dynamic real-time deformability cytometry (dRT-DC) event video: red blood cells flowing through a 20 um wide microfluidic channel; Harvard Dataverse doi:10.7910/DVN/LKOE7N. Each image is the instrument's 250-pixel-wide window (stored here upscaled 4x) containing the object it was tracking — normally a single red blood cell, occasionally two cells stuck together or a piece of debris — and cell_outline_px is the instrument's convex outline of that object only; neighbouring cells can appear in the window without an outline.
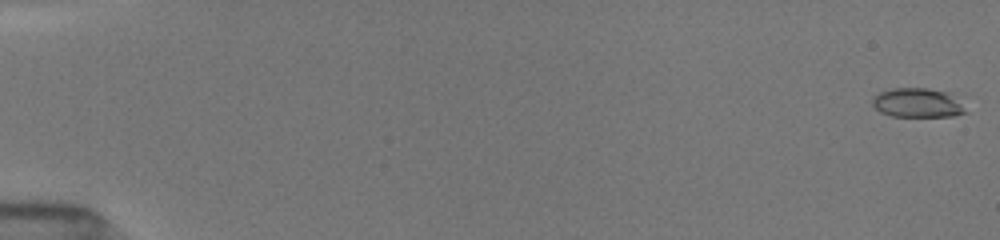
{"species": "common noctule bat (a hibernating species)", "species_latin": "Nyctalus noctula", "temperature_condition": "room temperature", "stored_images_in_passage": 52, "camera_frame_rate_fps": 3000, "um_per_image_px": 0.085, "animal": {"sex": "female", "body_mass_g": 19.5, "forearm_length_mm": 54.1}, "frame": {"image": 1, "passage_image": 1, "time_ms": 0.0, "image_size_px": [1000, 240], "cell_outline_px": [[968, 112], [956, 116], [892, 116], [880, 112], [872, 104], [872, 96], [880, 92], [892, 88], [928, 88], [948, 92]], "centroid_in_image_um": [77.95, 8.74], "position_along_channel_um": 7.1, "area_um2": 15.78}}
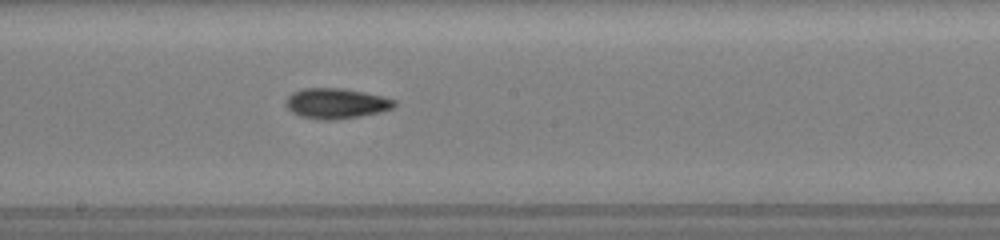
{"frame": {"image": 2, "passage_image": 30, "time_ms": 9.667, "image_size_px": [1000, 240], "cell_outline_px": [[396, 104], [392, 108], [380, 112], [360, 116], [336, 120], [324, 120], [300, 116], [292, 112], [284, 104], [284, 100], [292, 92], [304, 88], [344, 88], [384, 96], [396, 100]], "centroid_in_image_um": [28.56, 8.78], "position_along_channel_um": 219.6, "area_um2": 19.36}}
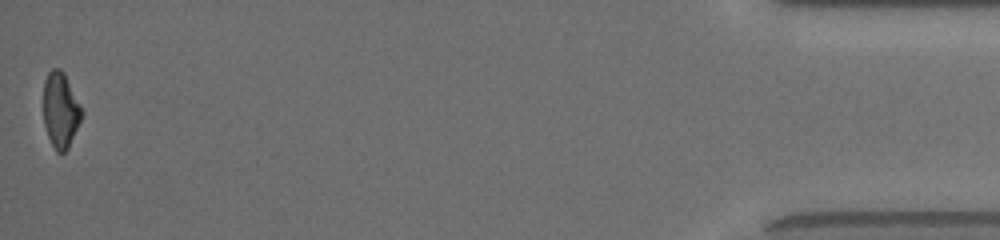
{"frame": {"image": 3, "passage_image": 52, "time_ms": 17.0, "image_size_px": [1000, 240], "cell_outline_px": [[84, 112], [68, 148], [64, 152], [56, 152], [48, 136], [44, 124], [44, 80], [48, 72], [52, 68], [60, 68], [64, 72]], "centroid_in_image_um": [5.15, 9.33], "position_along_channel_um": 430.1, "area_um2": 16.76}, "authors_computed_cell_mechanics": {"area_um2": 17.3111, "velocity_mm_per_s": 4.0368, "shape_relaxation_time_tau1_ms": 5.7799, "shape_relaxation_time_tau2_ms": 5.2231, "deformation_change_tau1": 0.1805, "deformation_change_tau2": 0.1237}}